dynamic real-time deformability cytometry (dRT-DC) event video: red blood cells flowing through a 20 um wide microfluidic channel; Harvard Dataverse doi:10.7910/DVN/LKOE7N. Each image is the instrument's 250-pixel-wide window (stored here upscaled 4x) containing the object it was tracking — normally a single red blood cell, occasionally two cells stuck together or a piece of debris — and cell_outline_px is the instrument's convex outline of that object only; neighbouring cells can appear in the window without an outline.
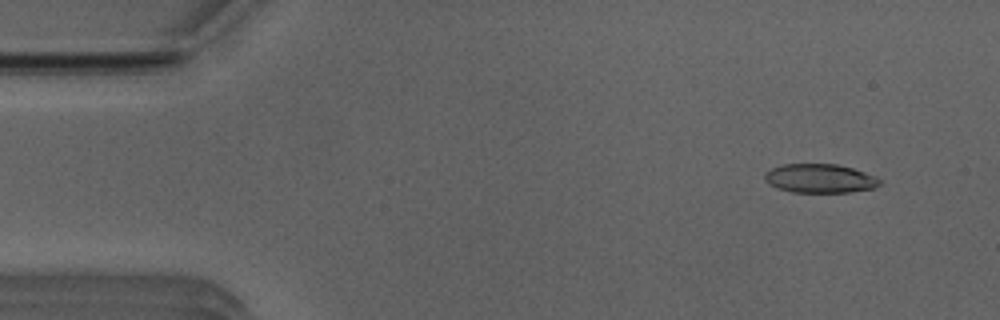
{"species": "Egyptian fruit bat (a non-hibernating species)", "species_latin": "Rousettus aegyptiacus", "temperature_condition": "room temperature", "stored_images_in_passage": 51, "camera_frame_rate_fps": 3000, "um_per_image_px": 0.085, "animal": {"sex": "male"}, "frame": {"image": 1, "passage_image": 4, "time_ms": 1.0, "image_size_px": [1000, 320], "cell_outline_px": [[880, 184], [872, 188], [852, 192], [792, 192], [776, 188], [768, 184], [764, 180], [764, 176], [772, 168], [784, 164], [836, 164], [852, 168], [864, 172], [880, 180]], "centroid_in_image_um": [69.65, 15.17], "position_along_channel_um": 15.4, "area_um2": 19.19}}
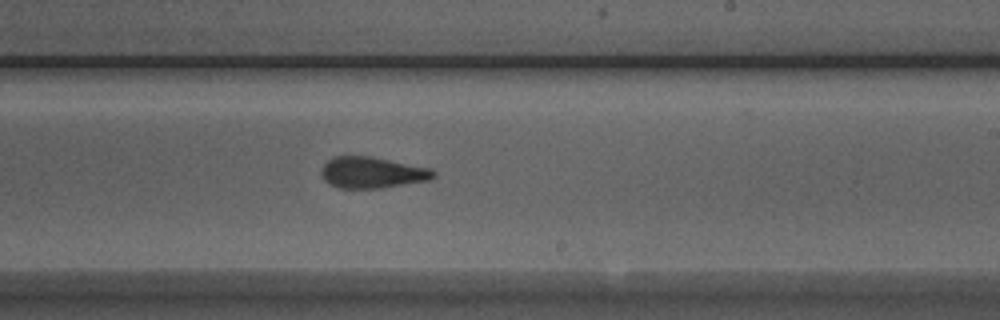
{"frame": {"image": 2, "passage_image": 30, "time_ms": 9.667, "image_size_px": [1000, 320], "cell_outline_px": [[436, 176], [432, 180], [384, 188], [340, 188], [328, 184], [324, 180], [320, 172], [320, 168], [332, 156], [372, 156], [432, 168], [436, 172]], "centroid_in_image_um": [31.66, 14.67], "position_along_channel_um": 257.3, "area_um2": 20.92}}
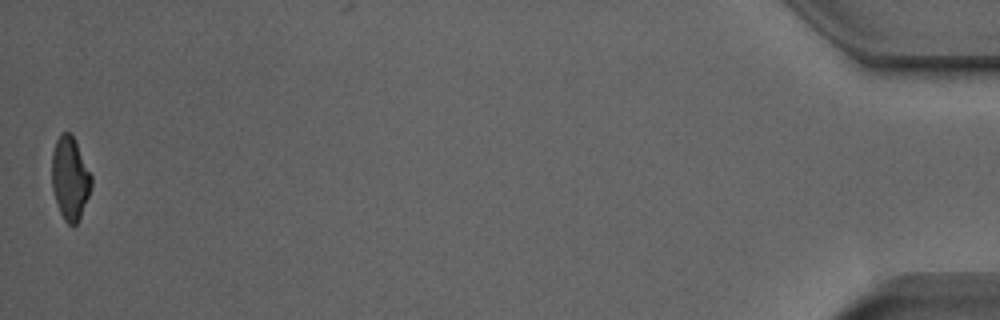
{"frame": {"image": 3, "passage_image": 51, "time_ms": 16.667, "image_size_px": [1000, 320], "cell_outline_px": [[92, 188], [80, 220], [72, 228], [64, 220], [60, 212], [52, 188], [52, 152], [56, 140], [60, 132], [68, 132], [72, 136], [92, 176]], "centroid_in_image_um": [5.96, 15.21], "position_along_channel_um": 429.2, "area_um2": 19.19}, "authors_computed_cell_mechanics": {"area_um2": 20.519, "velocity_mm_per_s": 3.9305, "shape_relaxation_time_tau1_ms": 8.6278, "shape_relaxation_time_tau2_ms": 2.0208, "deformation_change_tau1": 0.2017, "deformation_change_tau2": 0.1116}}